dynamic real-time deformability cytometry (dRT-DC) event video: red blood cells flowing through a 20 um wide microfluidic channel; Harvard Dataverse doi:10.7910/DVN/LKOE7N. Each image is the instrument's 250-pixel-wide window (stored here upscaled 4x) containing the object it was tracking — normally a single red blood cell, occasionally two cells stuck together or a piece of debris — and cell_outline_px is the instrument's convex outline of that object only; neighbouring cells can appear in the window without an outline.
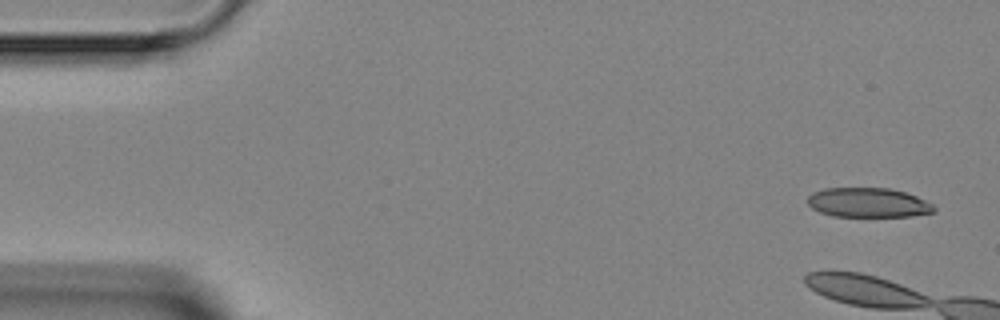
{"species": "Egyptian fruit bat (a non-hibernating species)", "species_latin": "Rousettus aegyptiacus", "temperature_condition": "room temperature", "stored_images_in_passage": 3, "camera_frame_rate_fps": 3000, "um_per_image_px": 0.085, "animal": {"sex": "female"}, "frame": {"image": 1, "passage_image": 1, "time_ms": 0.0, "image_size_px": [1000, 320], "cell_outline_px": [[936, 212], [912, 216], [832, 216], [820, 212], [812, 208], [808, 204], [808, 196], [812, 192], [824, 188], [892, 188], [916, 196], [932, 204], [936, 208]], "centroid_in_image_um": [73.79, 17.22], "position_along_channel_um": 11.2, "area_um2": 21.79}}